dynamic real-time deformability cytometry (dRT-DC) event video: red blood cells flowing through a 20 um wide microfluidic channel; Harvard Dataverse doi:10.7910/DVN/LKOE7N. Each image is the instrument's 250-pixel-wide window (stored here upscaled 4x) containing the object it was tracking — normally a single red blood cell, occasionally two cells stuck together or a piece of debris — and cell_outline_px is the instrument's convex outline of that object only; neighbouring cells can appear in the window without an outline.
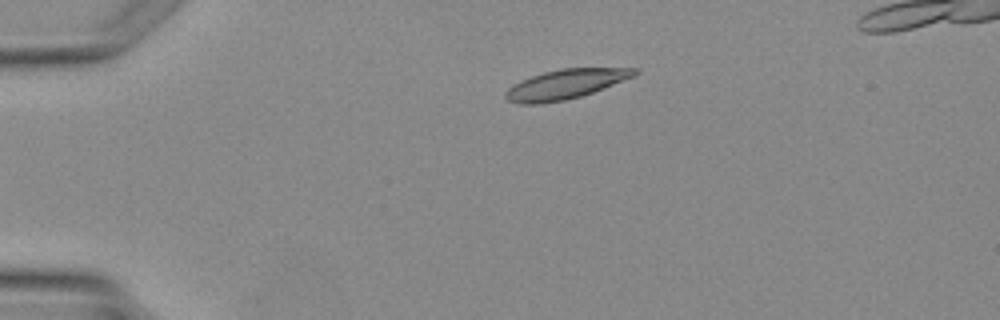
{"species": "Egyptian fruit bat (a non-hibernating species)", "species_latin": "Rousettus aegyptiacus", "temperature_condition": "warm", "stored_images_in_passage": 4, "camera_frame_rate_fps": 3000, "um_per_image_px": 0.085, "animal": {"sex": "female"}, "frame": {"image": 1, "passage_image": 1, "time_ms": 0.0, "image_size_px": [1000, 320], "cell_outline_px": [[640, 72], [636, 76], [592, 92], [580, 96], [564, 100], [540, 104], [520, 104], [508, 100], [504, 96], [504, 92], [512, 84], [520, 80], [544, 72], [560, 68], [640, 68]], "centroid_in_image_um": [48.07, 7.15], "position_along_channel_um": 36.9, "area_um2": 22.31}}
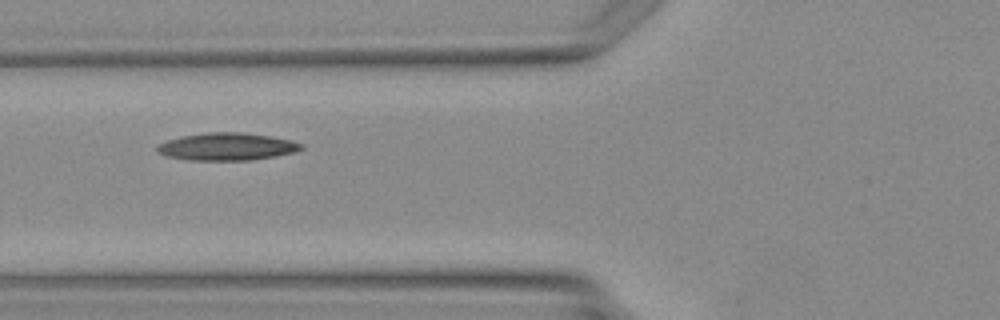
{"frame": {"image": 2, "passage_image": 3, "time_ms": 2.333, "image_size_px": [1000, 320], "cell_outline_px": [[304, 148], [296, 152], [276, 156], [252, 160], [188, 160], [164, 156], [156, 152], [156, 148], [160, 144], [168, 140], [180, 136], [208, 132], [244, 132], [272, 136], [292, 140], [304, 144]], "centroid_in_image_um": [19.32, 12.46], "position_along_channel_um": 106.5, "area_um2": 23.41}}
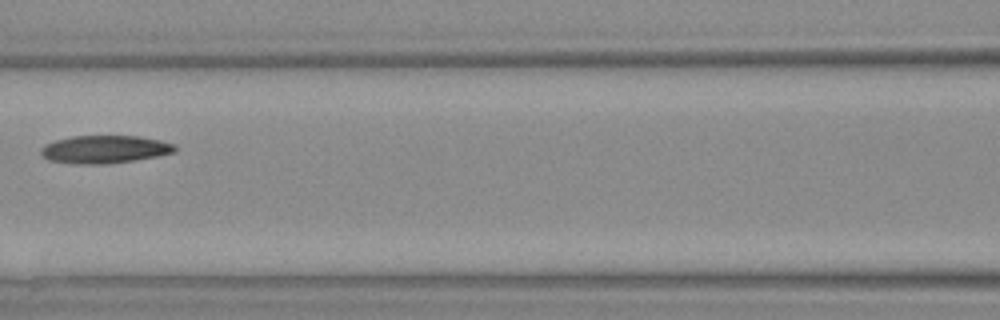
{"frame": {"image": 3, "passage_image": 4, "time_ms": 3.333, "image_size_px": [1000, 320], "cell_outline_px": [[176, 152], [160, 156], [104, 164], [72, 164], [48, 160], [40, 156], [40, 148], [44, 144], [56, 140], [72, 136], [140, 136], [160, 140], [172, 144], [176, 148]], "centroid_in_image_um": [8.85, 12.7], "position_along_channel_um": 157.8, "area_um2": 21.91}}